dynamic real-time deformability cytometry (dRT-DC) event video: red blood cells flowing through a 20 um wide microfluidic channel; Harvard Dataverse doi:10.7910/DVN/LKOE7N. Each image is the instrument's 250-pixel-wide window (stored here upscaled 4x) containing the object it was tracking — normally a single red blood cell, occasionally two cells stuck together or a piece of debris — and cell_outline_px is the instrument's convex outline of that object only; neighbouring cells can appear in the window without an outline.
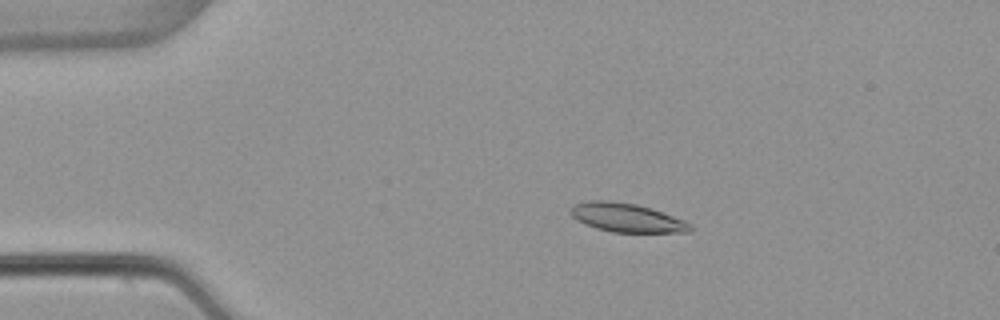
{"species": "common noctule bat (a hibernating species)", "species_latin": "Nyctalus noctula", "temperature_condition": "warm", "stored_images_in_passage": 53, "camera_frame_rate_fps": 3000, "um_per_image_px": 0.085, "animal": {"sex": "female", "body_mass_g": 22.7, "forearm_length_mm": 54.2}, "frame": {"image": 1, "passage_image": 11, "time_ms": 3.333, "image_size_px": [1000, 320], "cell_outline_px": [[692, 232], [612, 232], [596, 228], [584, 224], [576, 220], [568, 212], [576, 204], [588, 200], [608, 200], [636, 204], [652, 208], [684, 220], [692, 224]], "centroid_in_image_um": [53.27, 18.5], "position_along_channel_um": 31.7, "area_um2": 20.17}}
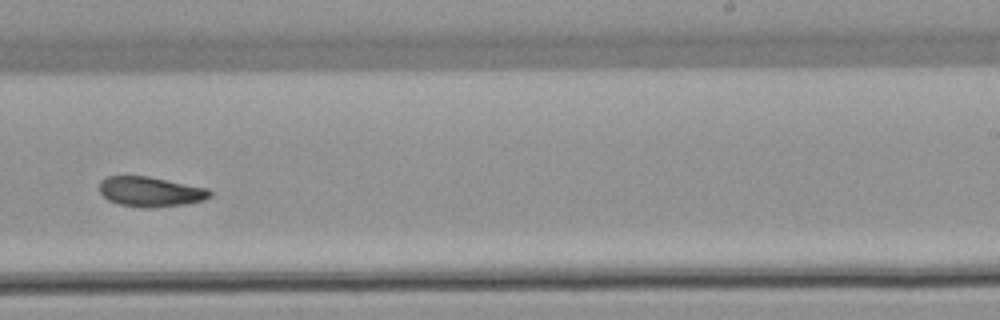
{"frame": {"image": 2, "passage_image": 34, "time_ms": 11.0, "image_size_px": [1000, 320], "cell_outline_px": [[212, 196], [204, 200], [184, 204], [148, 208], [144, 208], [120, 204], [108, 200], [100, 192], [100, 180], [108, 176], [148, 176], [208, 188], [212, 192]], "centroid_in_image_um": [12.8, 16.29], "position_along_channel_um": 276.2, "area_um2": 19.25}}
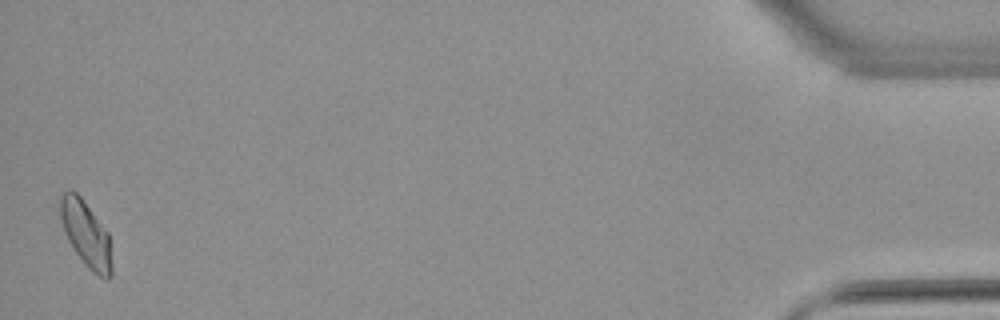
{"frame": {"image": 3, "passage_image": 53, "time_ms": 17.333, "image_size_px": [1000, 320], "cell_outline_px": [[112, 276], [108, 280], [92, 272], [84, 264], [72, 248], [64, 232], [60, 220], [60, 196], [68, 188], [76, 192], [80, 196], [108, 232], [112, 264]], "centroid_in_image_um": [7.3, 19.9], "position_along_channel_um": 427.9, "area_um2": 19.88}, "authors_computed_cell_mechanics": {"area_um2": 19.652, "velocity_mm_per_s": 3.8695, "shape_relaxation_time_tau1_ms": 6.5796, "shape_relaxation_time_tau2_ms": 4.5011, "deformation_change_tau1": 0.1669, "deformation_change_tau2": 0.1092}}